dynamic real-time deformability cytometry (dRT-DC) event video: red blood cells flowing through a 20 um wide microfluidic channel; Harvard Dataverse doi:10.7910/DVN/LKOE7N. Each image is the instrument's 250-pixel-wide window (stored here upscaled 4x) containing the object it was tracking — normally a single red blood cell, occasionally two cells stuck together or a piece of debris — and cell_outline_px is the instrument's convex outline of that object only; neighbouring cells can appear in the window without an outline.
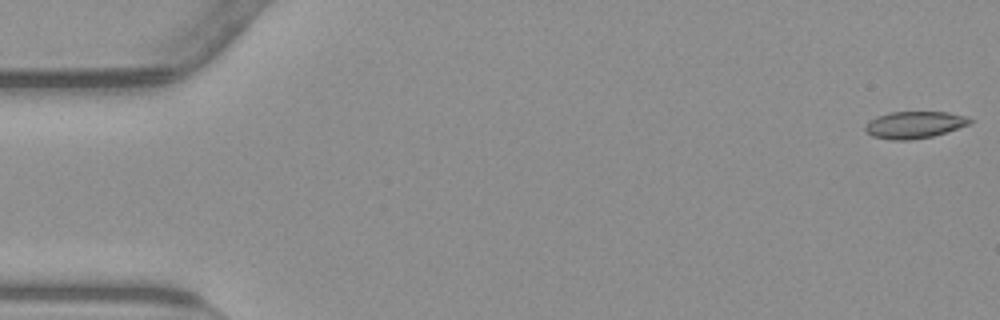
{"species": "common noctule bat (a hibernating species)", "species_latin": "Nyctalus noctula", "temperature_condition": "warm", "stored_images_in_passage": 51, "camera_frame_rate_fps": 3000, "um_per_image_px": 0.085, "animal": {"sex": "male", "body_mass_g": 23.1, "forearm_length_mm": 52.7}, "frame": {"image": 1, "passage_image": 1, "time_ms": 0.0, "image_size_px": [1000, 320], "cell_outline_px": [[972, 120], [968, 124], [932, 136], [908, 140], [892, 140], [872, 136], [864, 128], [876, 116], [888, 112], [948, 112], [968, 116]], "centroid_in_image_um": [77.72, 10.59], "position_along_channel_um": 7.3, "area_um2": 16.13}}
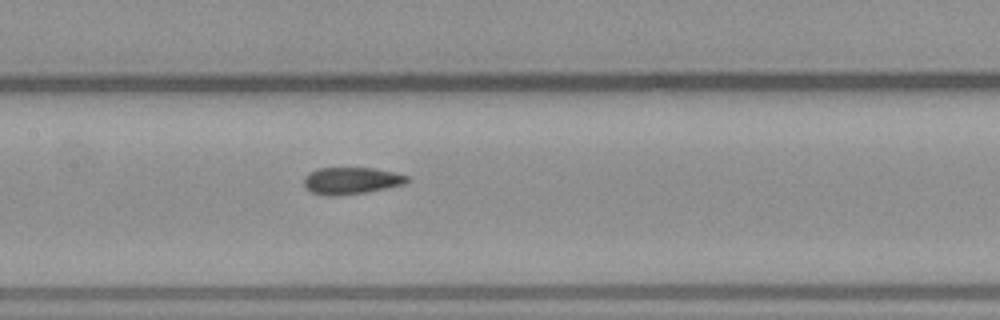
{"frame": {"image": 2, "passage_image": 26, "time_ms": 8.333, "image_size_px": [1000, 320], "cell_outline_px": [[412, 180], [404, 184], [388, 188], [368, 192], [336, 196], [328, 196], [312, 192], [304, 184], [304, 176], [316, 168], [376, 168], [396, 172], [408, 176]], "centroid_in_image_um": [29.91, 15.35], "position_along_channel_um": 177.5, "area_um2": 16.42}}
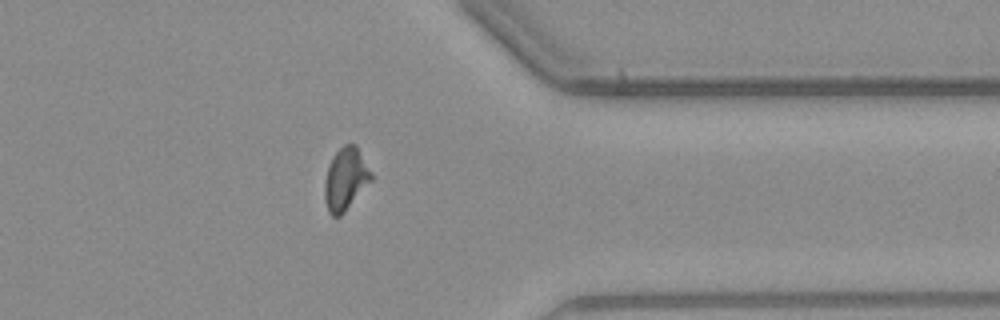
{"frame": {"image": 3, "passage_image": 43, "time_ms": 14.0, "image_size_px": [1000, 320], "cell_outline_px": [[372, 180], [344, 212], [340, 216], [332, 216], [328, 212], [324, 200], [324, 184], [328, 164], [332, 156], [344, 144], [356, 144], [372, 172]], "centroid_in_image_um": [29.36, 15.21], "position_along_channel_um": 382.0, "area_um2": 17.05}, "authors_computed_cell_mechanics": {"area_um2": 16.762, "velocity_mm_per_s": 3.8246, "shape_relaxation_time_tau1_ms": null, "shape_relaxation_time_tau2_ms": 2.1941, "deformation_change_tau1": null, "deformation_change_tau2": 0.0847}}